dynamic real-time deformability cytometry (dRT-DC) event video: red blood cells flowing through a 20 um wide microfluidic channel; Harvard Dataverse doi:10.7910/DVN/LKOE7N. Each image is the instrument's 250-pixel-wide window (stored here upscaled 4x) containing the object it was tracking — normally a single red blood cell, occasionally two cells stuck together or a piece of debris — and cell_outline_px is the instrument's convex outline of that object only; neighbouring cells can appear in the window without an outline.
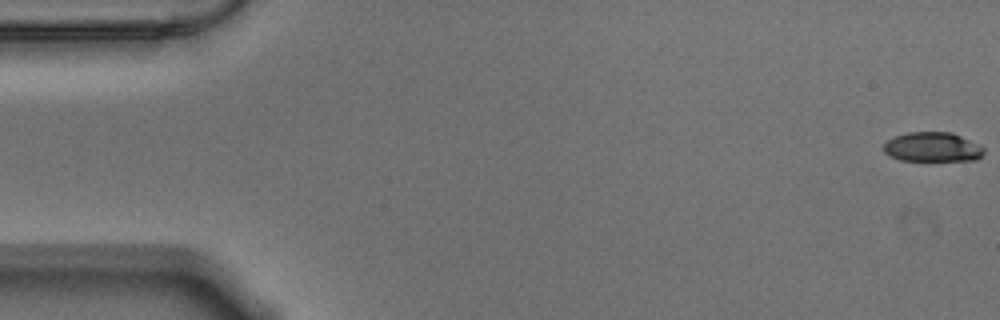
{"species": "Egyptian fruit bat (a non-hibernating species)", "species_latin": "Rousettus aegyptiacus", "temperature_condition": "warm", "stored_images_in_passage": 57, "camera_frame_rate_fps": 3000, "um_per_image_px": 0.085, "animal": {"sex": "male"}, "frame": {"image": 1, "passage_image": 1, "time_ms": 0.0, "image_size_px": [1000, 320], "cell_outline_px": [[984, 152], [976, 160], [900, 160], [888, 156], [884, 152], [884, 144], [892, 136], [908, 132], [952, 132], [984, 148]], "centroid_in_image_um": [79.2, 12.49], "position_along_channel_um": 5.8, "area_um2": 17.11}}
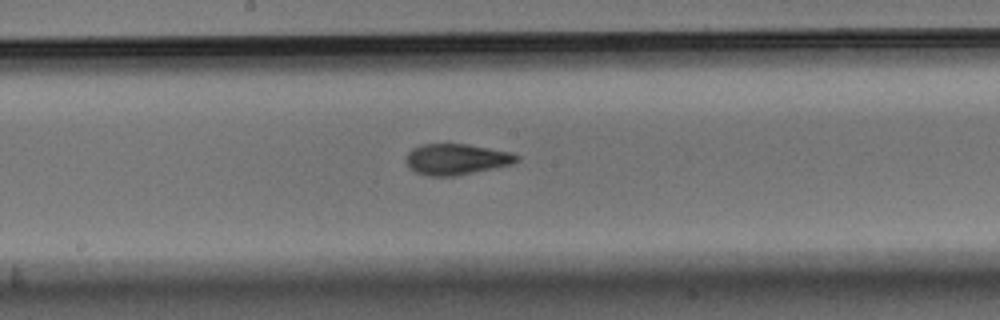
{"frame": {"image": 2, "passage_image": 30, "time_ms": 9.667, "image_size_px": [1000, 320], "cell_outline_px": [[520, 160], [512, 164], [456, 176], [428, 176], [416, 172], [408, 168], [404, 160], [408, 152], [412, 148], [420, 144], [468, 144], [508, 152], [520, 156]], "centroid_in_image_um": [38.74, 13.54], "position_along_channel_um": 209.5, "area_um2": 20.06}}
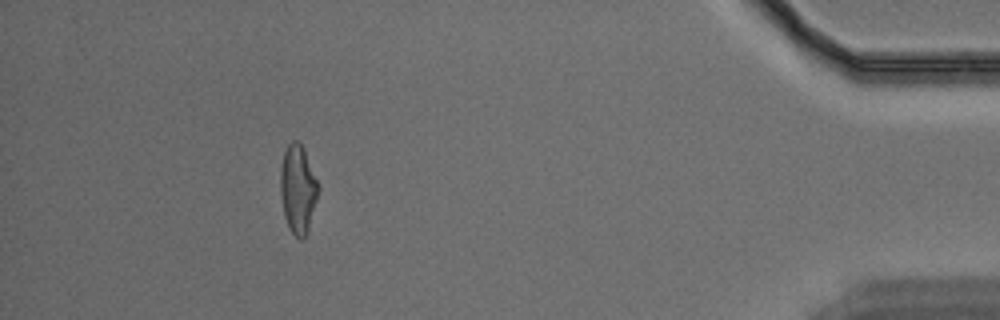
{"frame": {"image": 3, "passage_image": 52, "time_ms": 17.0, "image_size_px": [1000, 320], "cell_outline_px": [[320, 188], [308, 232], [300, 240], [288, 228], [284, 216], [280, 192], [280, 168], [284, 152], [288, 144], [292, 140], [296, 140], [304, 148]], "centroid_in_image_um": [25.32, 16.08], "position_along_channel_um": 409.9, "area_um2": 19.65}, "authors_computed_cell_mechanics": {"area_um2": 19.4786, "velocity_mm_per_s": 3.5509, "shape_relaxation_time_tau1_ms": 8.5241, "shape_relaxation_time_tau2_ms": 2.0128, "deformation_change_tau1": 0.238, "deformation_change_tau2": 0.0825}}